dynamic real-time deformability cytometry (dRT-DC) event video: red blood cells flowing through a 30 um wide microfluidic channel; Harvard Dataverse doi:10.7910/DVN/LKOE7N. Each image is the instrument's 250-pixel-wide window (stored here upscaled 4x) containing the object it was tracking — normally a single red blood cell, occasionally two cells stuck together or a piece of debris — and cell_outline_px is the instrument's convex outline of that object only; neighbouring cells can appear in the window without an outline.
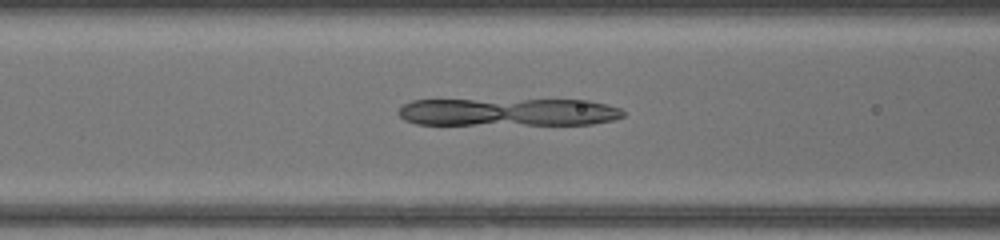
{"species": "common noctule bat (a hibernating species)", "species_latin": "Nyctalus noctula", "temperature_condition": "warm", "stored_images_in_passage": 39, "camera_frame_rate_fps": 3000, "um_per_image_px": 0.085, "animal": {"sex": "female", "body_mass_g": 17.0, "forearm_length_mm": 48.0}, "frame": {"image": 1, "passage_image": 12, "time_ms": 3.667, "image_size_px": [1000, 240], "cell_outline_px": [[624, 116], [612, 120], [592, 124], [416, 124], [404, 120], [396, 112], [404, 104], [412, 100], [588, 100], [620, 108], [624, 112]], "centroid_in_image_um": [43.17, 9.53], "position_along_channel_um": 123.4, "area_um2": 36.3}}